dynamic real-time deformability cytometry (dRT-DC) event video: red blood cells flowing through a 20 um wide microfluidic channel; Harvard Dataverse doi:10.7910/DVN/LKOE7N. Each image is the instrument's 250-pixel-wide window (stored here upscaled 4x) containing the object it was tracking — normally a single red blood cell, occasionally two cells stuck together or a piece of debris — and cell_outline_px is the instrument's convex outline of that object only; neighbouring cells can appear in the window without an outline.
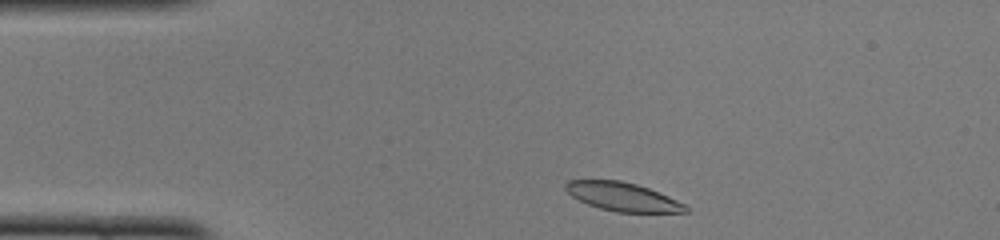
{"species": "common noctule bat (a hibernating species)", "species_latin": "Nyctalus noctula", "temperature_condition": "cold", "stored_images_in_passage": 43, "camera_frame_rate_fps": 3000, "um_per_image_px": 0.085, "animal": {"sex": "female", "body_mass_g": 22.0, "forearm_length_mm": 56.7}, "frame": {"image": 1, "passage_image": 2, "time_ms": 0.333, "image_size_px": [1000, 240], "cell_outline_px": [[688, 212], [616, 212], [600, 208], [588, 204], [572, 196], [564, 188], [564, 184], [568, 180], [620, 180], [636, 184], [648, 188], [668, 196], [684, 204], [688, 208]], "centroid_in_image_um": [52.9, 16.72], "position_along_channel_um": 32.1, "area_um2": 19.77}}
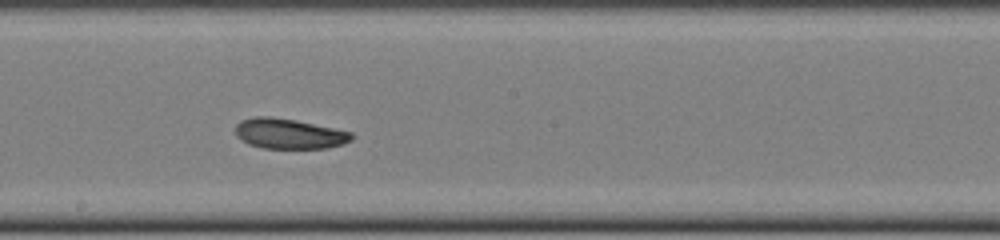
{"frame": {"image": 2, "passage_image": 20, "time_ms": 6.333, "image_size_px": [1000, 240], "cell_outline_px": [[352, 140], [344, 144], [328, 148], [264, 148], [248, 144], [240, 140], [236, 136], [236, 124], [240, 120], [252, 116], [272, 116], [296, 120], [352, 132]], "centroid_in_image_um": [24.54, 11.36], "position_along_channel_um": 223.7, "area_um2": 20.63}}
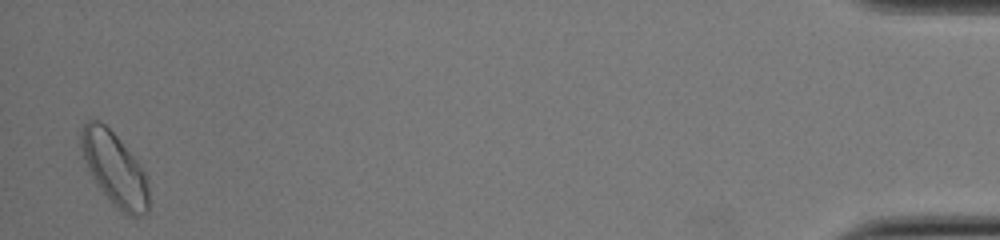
{"frame": {"image": 3, "passage_image": 42, "time_ms": 13.667, "image_size_px": [1000, 240], "cell_outline_px": [[148, 212], [140, 216], [128, 216], [96, 184], [88, 168], [80, 144], [80, 128], [88, 120], [100, 120], [116, 136], [136, 160], [148, 176]], "centroid_in_image_um": [9.74, 14.32], "position_along_channel_um": 425.5, "area_um2": 28.21}, "authors_computed_cell_mechanics": {"area_um2": 20.9814, "velocity_mm_per_s": 3.935, "shape_relaxation_time_tau1_ms": 5.8581, "shape_relaxation_time_tau2_ms": 4.148, "deformation_change_tau1": 0.1017, "deformation_change_tau2": 0.0947}}